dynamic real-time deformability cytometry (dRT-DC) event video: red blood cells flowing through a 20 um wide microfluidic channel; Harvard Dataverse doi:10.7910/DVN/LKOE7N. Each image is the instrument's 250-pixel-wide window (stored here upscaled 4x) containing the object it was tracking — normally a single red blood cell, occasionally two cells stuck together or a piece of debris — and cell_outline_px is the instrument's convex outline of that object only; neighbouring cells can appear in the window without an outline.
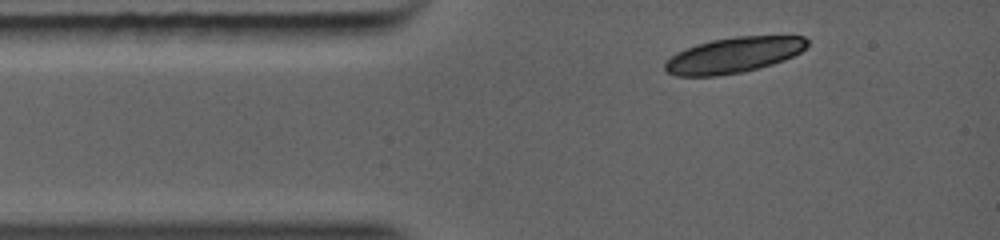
{"species": "common noctule bat (a hibernating species)", "species_latin": "Nyctalus noctula", "temperature_condition": "warm", "stored_images_in_passage": 2, "camera_frame_rate_fps": 5000, "um_per_image_px": 0.085, "animal": {"sex": "female", "body_mass_g": 19.0, "forearm_length_mm": 56.7}, "frame": {"image": 1, "passage_image": 1, "time_ms": 0.0, "image_size_px": [1000, 240], "cell_outline_px": [[808, 44], [800, 52], [784, 60], [772, 64], [744, 72], [716, 76], [676, 76], [664, 72], [664, 64], [676, 52], [684, 48], [696, 44], [712, 40], [736, 36], [804, 36], [808, 40]], "centroid_in_image_um": [62.32, 4.69], "position_along_channel_um": 22.7, "area_um2": 29.59}}